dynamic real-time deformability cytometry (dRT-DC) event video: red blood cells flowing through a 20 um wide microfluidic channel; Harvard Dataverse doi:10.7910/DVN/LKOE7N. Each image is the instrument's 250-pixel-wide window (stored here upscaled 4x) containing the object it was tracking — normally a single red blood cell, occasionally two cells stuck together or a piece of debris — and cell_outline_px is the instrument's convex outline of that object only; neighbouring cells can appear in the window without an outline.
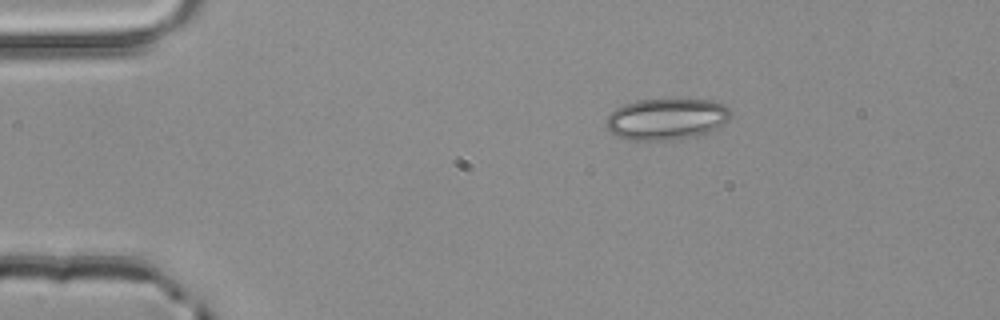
{"species": "common noctule bat (a hibernating species)", "species_latin": "Nyctalus noctula", "temperature_condition": "room temperature", "stored_images_in_passage": 2, "camera_frame_rate_fps": 3000, "um_per_image_px": 0.085, "animal": {"sex": "male", "body_mass_g": 20.4}, "frame": {"image": 1, "passage_image": 1, "time_ms": 0.0, "image_size_px": [1000, 320], "cell_outline_px": [[732, 112], [728, 120], [724, 124], [708, 132], [692, 136], [672, 140], [628, 140], [612, 132], [604, 124], [608, 116], [616, 108], [624, 104], [640, 100], [712, 100], [724, 104], [732, 108]], "centroid_in_image_um": [56.69, 10.11], "position_along_channel_um": 28.3, "area_um2": 29.88}}